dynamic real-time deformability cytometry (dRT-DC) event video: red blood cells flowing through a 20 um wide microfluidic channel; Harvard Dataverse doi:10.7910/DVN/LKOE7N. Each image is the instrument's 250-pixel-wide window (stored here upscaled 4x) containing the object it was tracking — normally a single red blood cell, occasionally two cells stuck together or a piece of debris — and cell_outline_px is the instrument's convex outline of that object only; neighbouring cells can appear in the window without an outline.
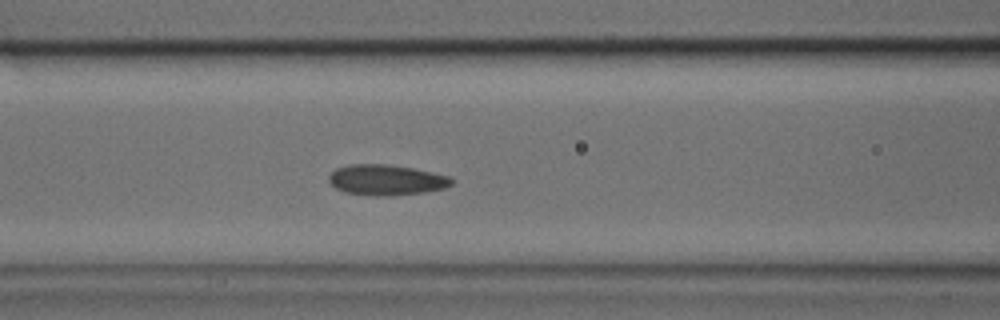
{"species": "common noctule bat (a hibernating species)", "species_latin": "Nyctalus noctula", "temperature_condition": "cold", "stored_images_in_passage": 35, "camera_frame_rate_fps": 3000, "um_per_image_px": 0.085, "animal": {"sex": "male", "body_mass_g": 17.9, "forearm_length_mm": 54.2}, "frame": {"image": 1, "passage_image": 11, "time_ms": 3.333, "image_size_px": [1000, 320], "cell_outline_px": [[452, 184], [444, 188], [424, 192], [388, 196], [376, 196], [344, 192], [336, 188], [328, 180], [328, 176], [336, 168], [348, 164], [388, 164], [412, 168], [448, 176], [452, 180]], "centroid_in_image_um": [32.79, 15.29], "position_along_channel_um": 133.8, "area_um2": 21.73}}
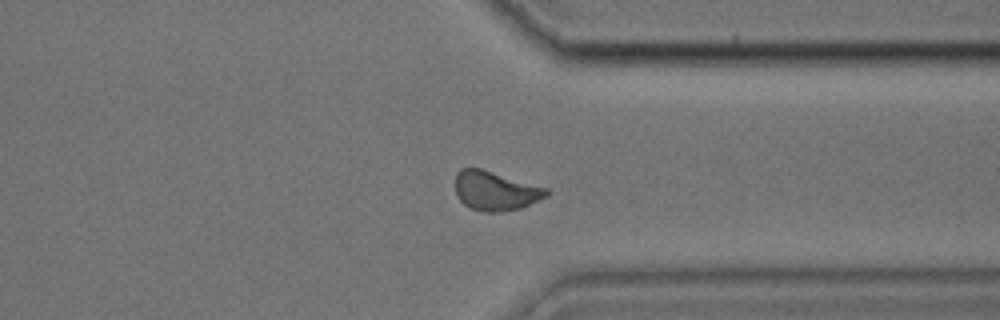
{"frame": {"image": 2, "passage_image": 25, "time_ms": 8.0, "image_size_px": [1000, 320], "cell_outline_px": [[552, 192], [548, 196], [520, 208], [500, 212], [484, 212], [468, 208], [456, 196], [456, 172], [460, 168], [480, 168], [548, 188]], "centroid_in_image_um": [42.11, 16.23], "position_along_channel_um": 369.3, "area_um2": 20.98}}